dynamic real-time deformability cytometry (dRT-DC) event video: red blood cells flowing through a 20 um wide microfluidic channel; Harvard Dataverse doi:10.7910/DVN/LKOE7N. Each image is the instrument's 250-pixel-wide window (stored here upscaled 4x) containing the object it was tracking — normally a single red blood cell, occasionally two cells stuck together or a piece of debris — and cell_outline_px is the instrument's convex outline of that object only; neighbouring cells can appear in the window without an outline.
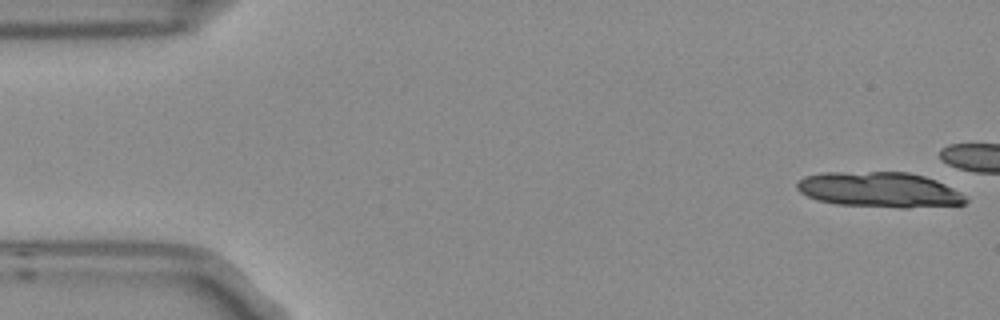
{"species": "Egyptian fruit bat (a non-hibernating species)", "species_latin": "Rousettus aegyptiacus", "temperature_condition": "room temperature", "stored_images_in_passage": 6, "camera_frame_rate_fps": 3000, "um_per_image_px": 0.085, "frame": {"image": 1, "passage_image": 1, "time_ms": 0.0, "image_size_px": [1000, 320], "cell_outline_px": [[968, 200], [964, 204], [908, 208], [900, 208], [836, 204], [816, 200], [800, 192], [796, 188], [796, 180], [804, 176], [820, 172], [908, 172], [924, 176], [936, 180], [960, 192]], "centroid_in_image_um": [74.7, 16.12], "position_along_channel_um": 10.3, "area_um2": 34.91}}